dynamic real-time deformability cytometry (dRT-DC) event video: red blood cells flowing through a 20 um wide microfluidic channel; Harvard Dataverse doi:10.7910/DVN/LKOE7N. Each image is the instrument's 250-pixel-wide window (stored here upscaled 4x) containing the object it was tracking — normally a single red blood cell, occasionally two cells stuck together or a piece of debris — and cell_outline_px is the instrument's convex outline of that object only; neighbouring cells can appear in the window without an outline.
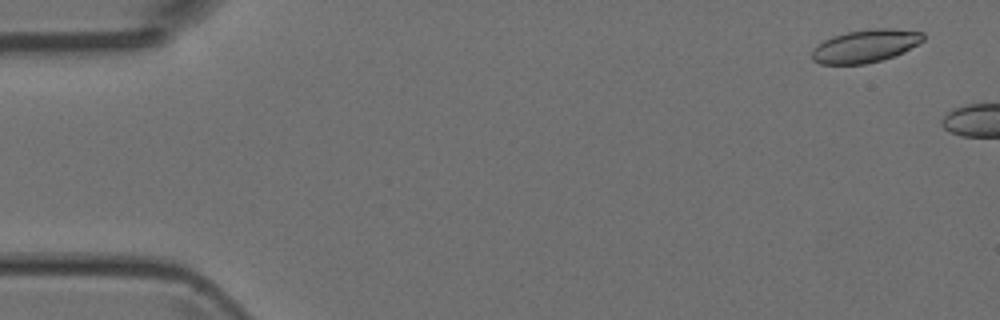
{"species": "Egyptian fruit bat (a non-hibernating species)", "species_latin": "Rousettus aegyptiacus", "temperature_condition": "room temperature", "stored_images_in_passage": 2, "camera_frame_rate_fps": 3000, "um_per_image_px": 0.085, "animal": {"sex": "female"}, "frame": {"image": 1, "passage_image": 1, "time_ms": 0.0, "image_size_px": [1000, 320], "cell_outline_px": [[924, 40], [904, 52], [880, 60], [864, 64], [820, 64], [812, 60], [812, 48], [824, 40], [832, 36], [848, 32], [872, 28], [888, 28], [924, 32]], "centroid_in_image_um": [73.54, 3.9], "position_along_channel_um": 11.5, "area_um2": 21.27}}